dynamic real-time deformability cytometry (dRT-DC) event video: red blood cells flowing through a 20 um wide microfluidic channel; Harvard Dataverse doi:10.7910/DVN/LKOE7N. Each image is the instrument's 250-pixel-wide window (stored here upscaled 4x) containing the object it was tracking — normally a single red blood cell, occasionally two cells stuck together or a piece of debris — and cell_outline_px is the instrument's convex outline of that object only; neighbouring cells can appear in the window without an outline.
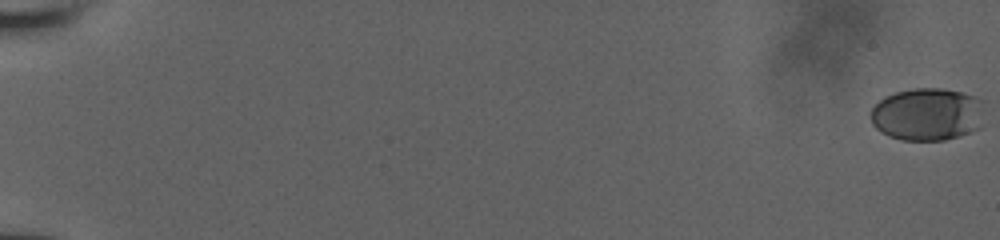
{"species": "human", "species_latin": "Homo sapiens", "temperature_condition": "room temperature", "stored_images_in_passage": 58, "camera_frame_rate_fps": 3000, "um_per_image_px": 0.085, "donor": {"sex": "male"}, "frame": {"image": 1, "passage_image": 1, "time_ms": 0.0, "image_size_px": [1000, 240], "cell_outline_px": [[980, 128], [960, 136], [944, 140], [900, 140], [888, 136], [880, 132], [872, 124], [872, 108], [884, 96], [896, 92], [912, 88], [940, 88], [964, 92], [972, 96]], "centroid_in_image_um": [78.67, 9.73], "position_along_channel_um": 6.3, "area_um2": 33.93}}
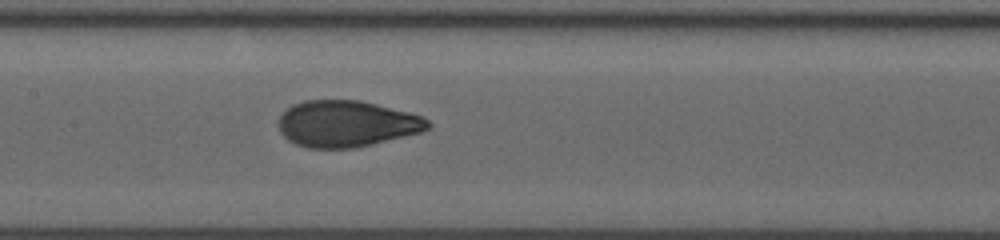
{"frame": {"image": 2, "passage_image": 28, "time_ms": 10.667, "image_size_px": [1000, 240], "cell_outline_px": [[432, 124], [428, 128], [420, 132], [356, 148], [308, 148], [296, 144], [288, 140], [280, 132], [280, 116], [292, 104], [304, 100], [360, 100], [408, 112], [420, 116], [428, 120]], "centroid_in_image_um": [29.44, 10.52], "position_along_channel_um": 178.0, "area_um2": 40.11}}
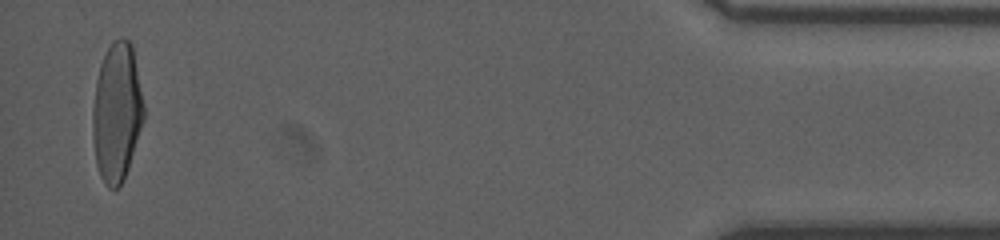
{"frame": {"image": 3, "passage_image": 57, "time_ms": 19.0, "image_size_px": [1000, 240], "cell_outline_px": [[144, 120], [124, 180], [116, 188], [108, 188], [104, 184], [100, 176], [96, 164], [92, 136], [92, 108], [96, 80], [100, 64], [112, 40], [120, 36], [128, 40], [132, 44], [144, 104]], "centroid_in_image_um": [9.92, 9.54], "position_along_channel_um": 425.3, "area_um2": 41.67}, "authors_computed_cell_mechanics": {"area_um2": 39.4774, "velocity_mm_per_s": 3.84, "shape_relaxation_time_tau1_ms": 4.6949, "shape_relaxation_time_tau2_ms": 0.6442, "deformation_change_tau1": 0.1937, "deformation_change_tau2": 0.0524}}